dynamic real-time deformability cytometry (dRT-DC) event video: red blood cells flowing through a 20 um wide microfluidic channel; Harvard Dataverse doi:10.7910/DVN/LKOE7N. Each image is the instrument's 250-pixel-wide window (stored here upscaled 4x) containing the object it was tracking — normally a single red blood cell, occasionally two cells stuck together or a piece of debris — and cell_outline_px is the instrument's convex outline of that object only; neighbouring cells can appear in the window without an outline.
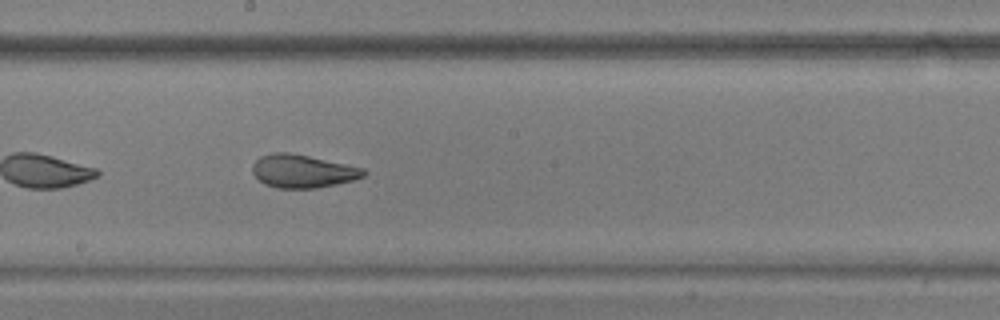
{"species": "common noctule bat (a hibernating species)", "species_latin": "Nyctalus noctula", "temperature_condition": "warm", "stored_images_in_passage": 54, "camera_frame_rate_fps": 3000, "um_per_image_px": 0.085, "animal": {"sex": "male", "body_mass_g": 17.9, "forearm_length_mm": 54.2}, "frame": {"image": 1, "passage_image": 31, "time_ms": 10.0, "image_size_px": [1000, 320], "cell_outline_px": [[368, 172], [364, 176], [352, 180], [336, 184], [316, 188], [276, 188], [264, 184], [252, 172], [252, 164], [260, 156], [272, 152], [288, 152], [308, 156], [364, 168]], "centroid_in_image_um": [25.7, 14.55], "position_along_channel_um": 222.5, "area_um2": 21.39}, "authors_computed_cell_mechanics": {"area_um2": 25.5765, "velocity_mm_per_s": 3.7111, "shape_relaxation_time_tau1_ms": null, "shape_relaxation_time_tau2_ms": 1.2373, "deformation_change_tau1": null, "deformation_change_tau2": 0.0761}}